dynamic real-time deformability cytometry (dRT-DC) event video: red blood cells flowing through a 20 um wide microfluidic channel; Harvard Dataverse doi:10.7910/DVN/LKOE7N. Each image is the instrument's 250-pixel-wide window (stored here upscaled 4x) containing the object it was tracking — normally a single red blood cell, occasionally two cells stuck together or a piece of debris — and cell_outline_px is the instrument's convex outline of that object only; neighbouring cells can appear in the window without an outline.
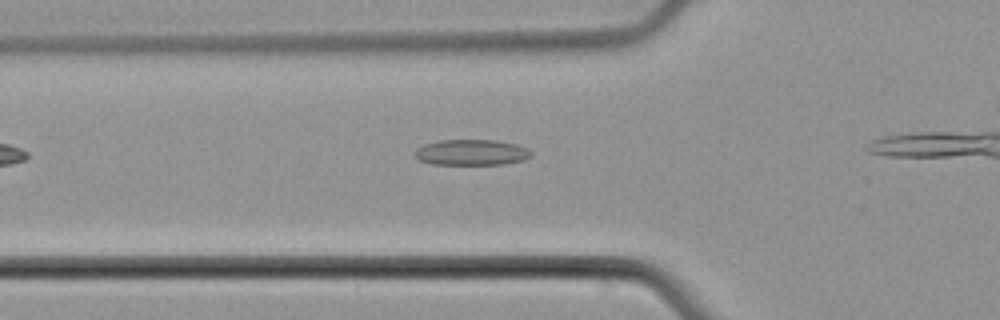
{"species": "common noctule bat (a hibernating species)", "species_latin": "Nyctalus noctula", "temperature_condition": "cold", "stored_images_in_passage": 7, "camera_frame_rate_fps": 3000, "um_per_image_px": 0.085, "animal": {"sex": "male", "body_mass_g": 21.5, "forearm_length_mm": 52.0}, "frame": {"image": 1, "passage_image": 2, "time_ms": 0.333, "image_size_px": [1000, 320], "cell_outline_px": [[532, 156], [524, 160], [504, 164], [432, 164], [420, 160], [416, 156], [416, 148], [424, 144], [440, 140], [496, 140], [516, 144], [528, 148], [532, 152]], "centroid_in_image_um": [40.12, 12.95], "position_along_channel_um": 85.7, "area_um2": 17.46}}
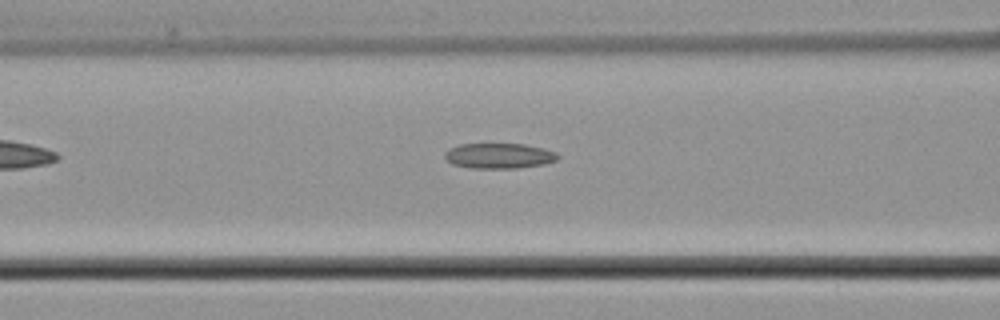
{"frame": {"image": 2, "passage_image": 5, "time_ms": 1.333, "image_size_px": [1000, 320], "cell_outline_px": [[560, 156], [556, 160], [544, 164], [516, 168], [472, 168], [452, 164], [444, 156], [444, 152], [448, 148], [460, 144], [524, 144], [544, 148], [556, 152]], "centroid_in_image_um": [42.41, 13.24], "position_along_channel_um": 124.2, "area_um2": 16.7}}